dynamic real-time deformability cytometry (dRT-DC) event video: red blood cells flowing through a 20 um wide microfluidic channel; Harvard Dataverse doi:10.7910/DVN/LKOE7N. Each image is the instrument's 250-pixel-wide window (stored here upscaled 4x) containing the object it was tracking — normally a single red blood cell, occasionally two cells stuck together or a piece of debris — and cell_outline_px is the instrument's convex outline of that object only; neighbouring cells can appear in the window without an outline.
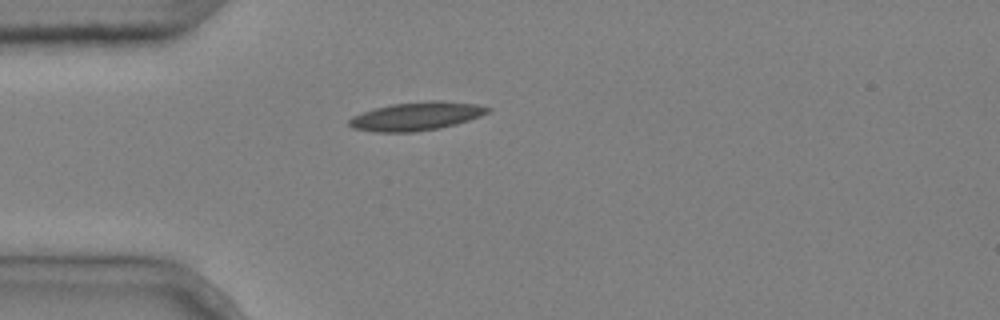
{"species": "common noctule bat (a hibernating species)", "species_latin": "Nyctalus noctula", "temperature_condition": "cold", "stored_images_in_passage": 4, "camera_frame_rate_fps": 3000, "um_per_image_px": 0.085, "animal": {"sex": "male", "body_mass_g": 20.4}, "frame": {"image": 1, "passage_image": 4, "time_ms": 1.0, "image_size_px": [1000, 320], "cell_outline_px": [[492, 108], [488, 112], [480, 116], [456, 124], [440, 128], [412, 132], [376, 132], [352, 128], [348, 124], [348, 120], [352, 116], [376, 108], [392, 104], [428, 100], [444, 100], [476, 104]], "centroid_in_image_um": [35.4, 9.87], "position_along_channel_um": 49.6, "area_um2": 22.95}}